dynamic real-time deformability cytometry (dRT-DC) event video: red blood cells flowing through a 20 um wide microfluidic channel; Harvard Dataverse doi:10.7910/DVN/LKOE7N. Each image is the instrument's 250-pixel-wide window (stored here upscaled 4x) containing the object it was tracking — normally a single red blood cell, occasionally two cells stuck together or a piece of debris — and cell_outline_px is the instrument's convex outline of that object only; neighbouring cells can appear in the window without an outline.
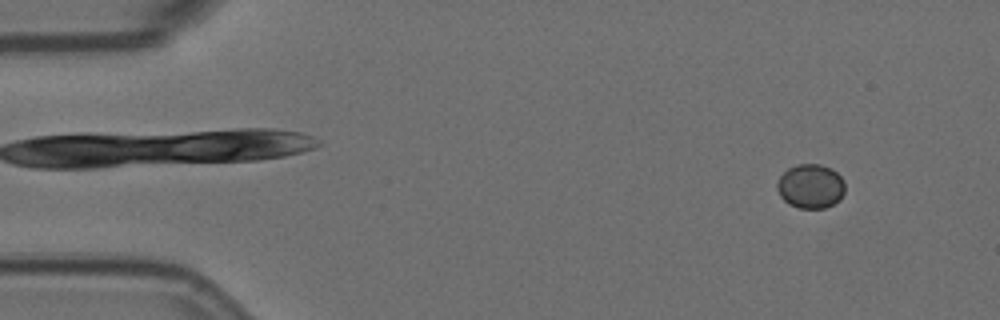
{"species": "Egyptian fruit bat (a non-hibernating species)", "species_latin": "Rousettus aegyptiacus", "temperature_condition": "room temperature", "stored_images_in_passage": 56, "camera_frame_rate_fps": 3000, "um_per_image_px": 0.085, "animal": {"sex": "female"}, "frame": {"image": 1, "passage_image": 5, "time_ms": 1.333, "image_size_px": [1000, 320], "cell_outline_px": [[844, 192], [840, 200], [824, 208], [800, 208], [788, 204], [780, 196], [776, 188], [776, 184], [780, 176], [788, 168], [796, 164], [820, 164], [832, 168], [844, 180]], "centroid_in_image_um": [68.89, 15.82], "position_along_channel_um": 16.1, "area_um2": 17.63}}
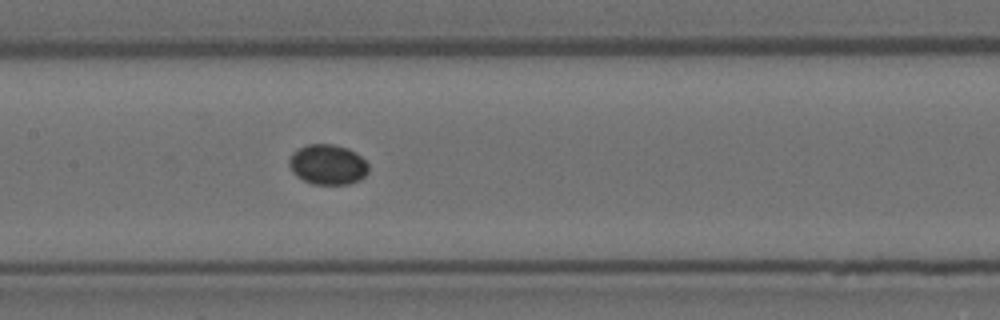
{"frame": {"image": 2, "passage_image": 27, "time_ms": 8.667, "image_size_px": [1000, 320], "cell_outline_px": [[368, 172], [360, 180], [348, 184], [312, 184], [296, 176], [292, 172], [288, 164], [288, 160], [292, 152], [308, 144], [332, 144], [348, 148], [356, 152], [368, 164]], "centroid_in_image_um": [27.84, 13.99], "position_along_channel_um": 179.6, "area_um2": 18.67}}
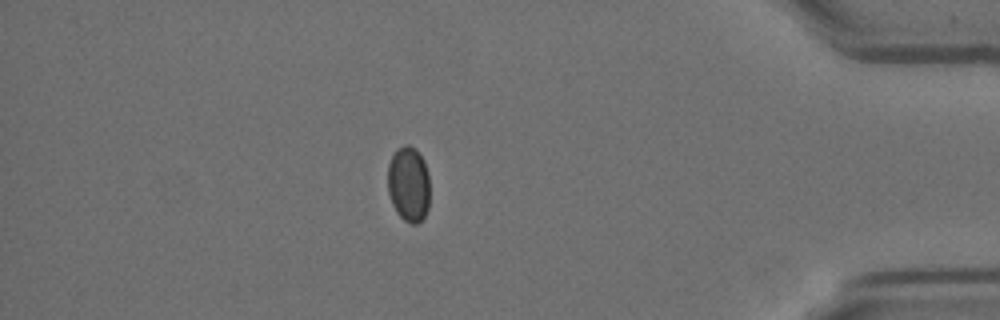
{"frame": {"image": 3, "passage_image": 49, "time_ms": 16.0, "image_size_px": [1000, 320], "cell_outline_px": [[428, 208], [424, 216], [416, 224], [412, 224], [404, 220], [396, 212], [392, 204], [388, 192], [388, 164], [396, 148], [404, 144], [408, 144], [424, 160], [428, 172]], "centroid_in_image_um": [34.71, 15.65], "position_along_channel_um": 400.5, "area_um2": 18.38}}